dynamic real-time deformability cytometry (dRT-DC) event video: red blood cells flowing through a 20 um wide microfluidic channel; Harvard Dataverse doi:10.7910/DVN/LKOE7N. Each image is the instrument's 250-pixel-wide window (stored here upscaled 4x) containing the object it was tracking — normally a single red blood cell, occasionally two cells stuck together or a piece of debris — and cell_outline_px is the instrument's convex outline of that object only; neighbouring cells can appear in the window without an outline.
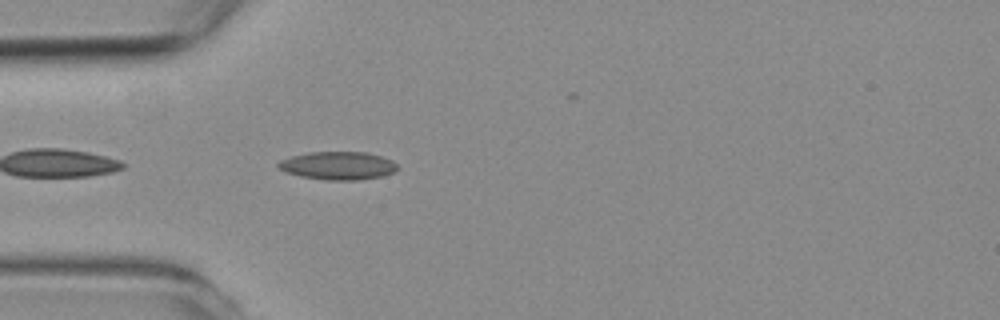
{"species": "common noctule bat (a hibernating species)", "species_latin": "Nyctalus noctula", "temperature_condition": "room temperature", "stored_images_in_passage": 32, "camera_frame_rate_fps": 3000, "um_per_image_px": 0.085, "animal": {"sex": "female", "body_mass_g": 19.3, "forearm_length_mm": 54.1}, "frame": {"image": 1, "passage_image": 2, "time_ms": 0.333, "image_size_px": [1000, 320], "cell_outline_px": [[400, 168], [384, 176], [360, 180], [324, 180], [300, 176], [288, 172], [280, 168], [276, 164], [280, 160], [292, 156], [312, 152], [368, 152], [392, 160]], "centroid_in_image_um": [28.77, 14.08], "position_along_channel_um": 56.2, "area_um2": 19.48}}
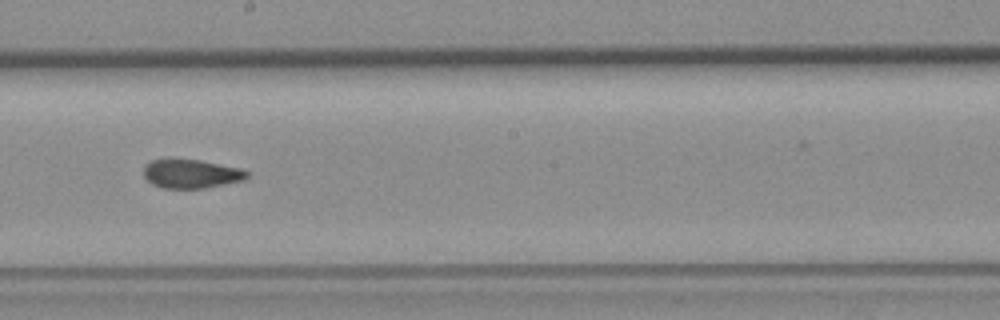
{"frame": {"image": 2, "passage_image": 17, "time_ms": 5.333, "image_size_px": [1000, 320], "cell_outline_px": [[248, 176], [244, 180], [204, 188], [160, 188], [152, 184], [144, 176], [144, 164], [152, 160], [164, 156], [172, 156], [200, 160], [240, 168], [248, 172]], "centroid_in_image_um": [16.17, 14.72], "position_along_channel_um": 232.0, "area_um2": 17.98}}
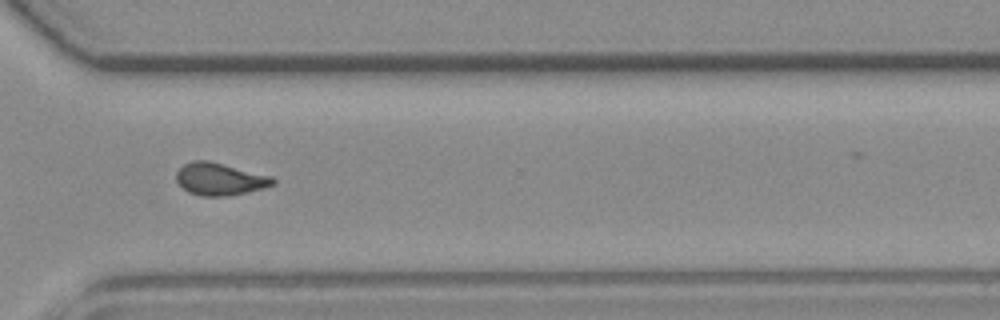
{"frame": {"image": 3, "passage_image": 27, "time_ms": 8.667, "image_size_px": [1000, 320], "cell_outline_px": [[276, 184], [264, 188], [248, 192], [228, 196], [200, 196], [188, 192], [176, 180], [176, 172], [184, 164], [192, 160], [208, 160], [272, 176], [276, 180]], "centroid_in_image_um": [18.7, 15.22], "position_along_channel_um": 351.9, "area_um2": 18.32}}